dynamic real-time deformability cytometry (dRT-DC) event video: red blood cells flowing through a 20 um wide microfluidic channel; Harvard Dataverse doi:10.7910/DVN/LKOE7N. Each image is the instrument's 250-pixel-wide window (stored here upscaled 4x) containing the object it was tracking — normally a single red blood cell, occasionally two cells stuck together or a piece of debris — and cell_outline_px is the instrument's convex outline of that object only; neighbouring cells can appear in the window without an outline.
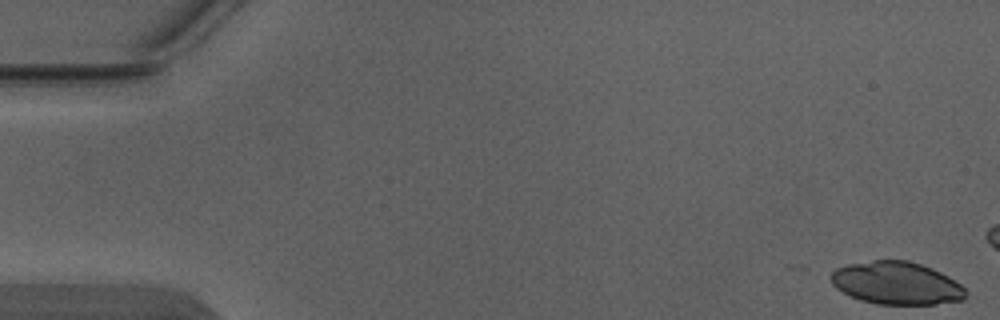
{"species": "Egyptian fruit bat (a non-hibernating species)", "species_latin": "Rousettus aegyptiacus", "temperature_condition": "warm", "stored_images_in_passage": 6, "camera_frame_rate_fps": 3000, "um_per_image_px": 0.085, "animal": {"sex": "male"}, "frame": {"image": 1, "passage_image": 1, "time_ms": 0.0, "image_size_px": [1000, 320], "cell_outline_px": [[964, 300], [936, 304], [876, 304], [860, 300], [836, 288], [832, 284], [832, 272], [836, 268], [848, 264], [872, 260], [908, 260], [932, 268], [948, 276], [960, 284], [964, 288]], "centroid_in_image_um": [76.2, 24.06], "position_along_channel_um": 8.8, "area_um2": 33.35}}